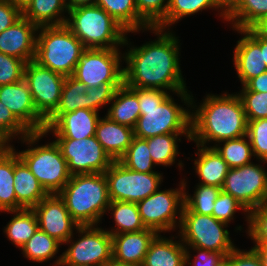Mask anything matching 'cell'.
Wrapping results in <instances>:
<instances>
[{
    "label": "cell",
    "mask_w": 267,
    "mask_h": 266,
    "mask_svg": "<svg viewBox=\"0 0 267 266\" xmlns=\"http://www.w3.org/2000/svg\"><path fill=\"white\" fill-rule=\"evenodd\" d=\"M58 195L80 226L97 225L110 204L104 173L71 175Z\"/></svg>",
    "instance_id": "cell-4"
},
{
    "label": "cell",
    "mask_w": 267,
    "mask_h": 266,
    "mask_svg": "<svg viewBox=\"0 0 267 266\" xmlns=\"http://www.w3.org/2000/svg\"><path fill=\"white\" fill-rule=\"evenodd\" d=\"M65 78L35 60L26 63L24 80L28 83L37 112L45 120L58 107Z\"/></svg>",
    "instance_id": "cell-15"
},
{
    "label": "cell",
    "mask_w": 267,
    "mask_h": 266,
    "mask_svg": "<svg viewBox=\"0 0 267 266\" xmlns=\"http://www.w3.org/2000/svg\"><path fill=\"white\" fill-rule=\"evenodd\" d=\"M121 55L119 49L86 48L72 76L87 87H97L106 82H124Z\"/></svg>",
    "instance_id": "cell-12"
},
{
    "label": "cell",
    "mask_w": 267,
    "mask_h": 266,
    "mask_svg": "<svg viewBox=\"0 0 267 266\" xmlns=\"http://www.w3.org/2000/svg\"><path fill=\"white\" fill-rule=\"evenodd\" d=\"M223 266H263L261 257L252 247L249 251L235 248L224 260Z\"/></svg>",
    "instance_id": "cell-49"
},
{
    "label": "cell",
    "mask_w": 267,
    "mask_h": 266,
    "mask_svg": "<svg viewBox=\"0 0 267 266\" xmlns=\"http://www.w3.org/2000/svg\"><path fill=\"white\" fill-rule=\"evenodd\" d=\"M244 35L237 41L234 49V66L238 78L244 86L250 79H253L267 70L264 62L263 51L260 48V35L253 29H235Z\"/></svg>",
    "instance_id": "cell-19"
},
{
    "label": "cell",
    "mask_w": 267,
    "mask_h": 266,
    "mask_svg": "<svg viewBox=\"0 0 267 266\" xmlns=\"http://www.w3.org/2000/svg\"><path fill=\"white\" fill-rule=\"evenodd\" d=\"M0 101L31 133L45 131V119L37 112L28 83L24 79L1 85Z\"/></svg>",
    "instance_id": "cell-17"
},
{
    "label": "cell",
    "mask_w": 267,
    "mask_h": 266,
    "mask_svg": "<svg viewBox=\"0 0 267 266\" xmlns=\"http://www.w3.org/2000/svg\"><path fill=\"white\" fill-rule=\"evenodd\" d=\"M246 138L247 135L235 139L223 140L218 142V144L223 142V147L218 144L213 146L229 168H238L251 163V158L254 155L250 141Z\"/></svg>",
    "instance_id": "cell-34"
},
{
    "label": "cell",
    "mask_w": 267,
    "mask_h": 266,
    "mask_svg": "<svg viewBox=\"0 0 267 266\" xmlns=\"http://www.w3.org/2000/svg\"><path fill=\"white\" fill-rule=\"evenodd\" d=\"M6 212L16 214L13 215L14 217L11 218L7 226L4 228V233L15 246L21 249L39 228L37 216L32 209L26 208Z\"/></svg>",
    "instance_id": "cell-30"
},
{
    "label": "cell",
    "mask_w": 267,
    "mask_h": 266,
    "mask_svg": "<svg viewBox=\"0 0 267 266\" xmlns=\"http://www.w3.org/2000/svg\"><path fill=\"white\" fill-rule=\"evenodd\" d=\"M253 248L261 257L263 266H267V246H254Z\"/></svg>",
    "instance_id": "cell-56"
},
{
    "label": "cell",
    "mask_w": 267,
    "mask_h": 266,
    "mask_svg": "<svg viewBox=\"0 0 267 266\" xmlns=\"http://www.w3.org/2000/svg\"><path fill=\"white\" fill-rule=\"evenodd\" d=\"M241 91L267 92V70L259 76L250 79Z\"/></svg>",
    "instance_id": "cell-51"
},
{
    "label": "cell",
    "mask_w": 267,
    "mask_h": 266,
    "mask_svg": "<svg viewBox=\"0 0 267 266\" xmlns=\"http://www.w3.org/2000/svg\"><path fill=\"white\" fill-rule=\"evenodd\" d=\"M140 116L134 136L146 139L169 133H191L190 110L176 104L162 89L138 88Z\"/></svg>",
    "instance_id": "cell-3"
},
{
    "label": "cell",
    "mask_w": 267,
    "mask_h": 266,
    "mask_svg": "<svg viewBox=\"0 0 267 266\" xmlns=\"http://www.w3.org/2000/svg\"><path fill=\"white\" fill-rule=\"evenodd\" d=\"M259 35L267 39V15L252 27Z\"/></svg>",
    "instance_id": "cell-54"
},
{
    "label": "cell",
    "mask_w": 267,
    "mask_h": 266,
    "mask_svg": "<svg viewBox=\"0 0 267 266\" xmlns=\"http://www.w3.org/2000/svg\"><path fill=\"white\" fill-rule=\"evenodd\" d=\"M248 235L254 246H267V202L249 211Z\"/></svg>",
    "instance_id": "cell-44"
},
{
    "label": "cell",
    "mask_w": 267,
    "mask_h": 266,
    "mask_svg": "<svg viewBox=\"0 0 267 266\" xmlns=\"http://www.w3.org/2000/svg\"><path fill=\"white\" fill-rule=\"evenodd\" d=\"M208 8L219 9L215 0H169L166 16L157 28L166 30L167 27L177 23L179 19Z\"/></svg>",
    "instance_id": "cell-37"
},
{
    "label": "cell",
    "mask_w": 267,
    "mask_h": 266,
    "mask_svg": "<svg viewBox=\"0 0 267 266\" xmlns=\"http://www.w3.org/2000/svg\"><path fill=\"white\" fill-rule=\"evenodd\" d=\"M182 135L191 141V133H169L146 138L155 165L171 166L175 163L179 154L177 142L181 141L178 136Z\"/></svg>",
    "instance_id": "cell-31"
},
{
    "label": "cell",
    "mask_w": 267,
    "mask_h": 266,
    "mask_svg": "<svg viewBox=\"0 0 267 266\" xmlns=\"http://www.w3.org/2000/svg\"><path fill=\"white\" fill-rule=\"evenodd\" d=\"M220 8V17L227 19V15L240 3L241 0H215Z\"/></svg>",
    "instance_id": "cell-52"
},
{
    "label": "cell",
    "mask_w": 267,
    "mask_h": 266,
    "mask_svg": "<svg viewBox=\"0 0 267 266\" xmlns=\"http://www.w3.org/2000/svg\"><path fill=\"white\" fill-rule=\"evenodd\" d=\"M95 137L113 160H119L134 137L133 128L112 121L108 116L99 118Z\"/></svg>",
    "instance_id": "cell-23"
},
{
    "label": "cell",
    "mask_w": 267,
    "mask_h": 266,
    "mask_svg": "<svg viewBox=\"0 0 267 266\" xmlns=\"http://www.w3.org/2000/svg\"><path fill=\"white\" fill-rule=\"evenodd\" d=\"M246 135L253 155L262 163H267V118L248 121Z\"/></svg>",
    "instance_id": "cell-41"
},
{
    "label": "cell",
    "mask_w": 267,
    "mask_h": 266,
    "mask_svg": "<svg viewBox=\"0 0 267 266\" xmlns=\"http://www.w3.org/2000/svg\"><path fill=\"white\" fill-rule=\"evenodd\" d=\"M71 175L104 173L114 160L95 136L83 139L56 138Z\"/></svg>",
    "instance_id": "cell-14"
},
{
    "label": "cell",
    "mask_w": 267,
    "mask_h": 266,
    "mask_svg": "<svg viewBox=\"0 0 267 266\" xmlns=\"http://www.w3.org/2000/svg\"><path fill=\"white\" fill-rule=\"evenodd\" d=\"M103 266H142V265H133V264L119 263V262L111 259L110 261H108Z\"/></svg>",
    "instance_id": "cell-59"
},
{
    "label": "cell",
    "mask_w": 267,
    "mask_h": 266,
    "mask_svg": "<svg viewBox=\"0 0 267 266\" xmlns=\"http://www.w3.org/2000/svg\"><path fill=\"white\" fill-rule=\"evenodd\" d=\"M87 86L72 75L66 76L58 107L52 114H64L77 109H88Z\"/></svg>",
    "instance_id": "cell-33"
},
{
    "label": "cell",
    "mask_w": 267,
    "mask_h": 266,
    "mask_svg": "<svg viewBox=\"0 0 267 266\" xmlns=\"http://www.w3.org/2000/svg\"><path fill=\"white\" fill-rule=\"evenodd\" d=\"M104 174L110 201L138 203L156 192L163 181V175L158 172H136L119 160H114Z\"/></svg>",
    "instance_id": "cell-10"
},
{
    "label": "cell",
    "mask_w": 267,
    "mask_h": 266,
    "mask_svg": "<svg viewBox=\"0 0 267 266\" xmlns=\"http://www.w3.org/2000/svg\"><path fill=\"white\" fill-rule=\"evenodd\" d=\"M62 245L55 238L49 236L41 229H37L35 234L21 247L23 255L34 262H45L51 260Z\"/></svg>",
    "instance_id": "cell-35"
},
{
    "label": "cell",
    "mask_w": 267,
    "mask_h": 266,
    "mask_svg": "<svg viewBox=\"0 0 267 266\" xmlns=\"http://www.w3.org/2000/svg\"><path fill=\"white\" fill-rule=\"evenodd\" d=\"M228 224L210 215L193 213L185 205L182 209L179 236L185 247H198L227 256L236 247L230 239Z\"/></svg>",
    "instance_id": "cell-7"
},
{
    "label": "cell",
    "mask_w": 267,
    "mask_h": 266,
    "mask_svg": "<svg viewBox=\"0 0 267 266\" xmlns=\"http://www.w3.org/2000/svg\"><path fill=\"white\" fill-rule=\"evenodd\" d=\"M195 250L198 254L191 262V252L189 249ZM225 255L223 253L213 252L198 247H186L185 266H223Z\"/></svg>",
    "instance_id": "cell-48"
},
{
    "label": "cell",
    "mask_w": 267,
    "mask_h": 266,
    "mask_svg": "<svg viewBox=\"0 0 267 266\" xmlns=\"http://www.w3.org/2000/svg\"><path fill=\"white\" fill-rule=\"evenodd\" d=\"M17 152L48 194H58L69 181L68 164L55 141Z\"/></svg>",
    "instance_id": "cell-9"
},
{
    "label": "cell",
    "mask_w": 267,
    "mask_h": 266,
    "mask_svg": "<svg viewBox=\"0 0 267 266\" xmlns=\"http://www.w3.org/2000/svg\"><path fill=\"white\" fill-rule=\"evenodd\" d=\"M25 66L24 60L0 53V86L23 80Z\"/></svg>",
    "instance_id": "cell-46"
},
{
    "label": "cell",
    "mask_w": 267,
    "mask_h": 266,
    "mask_svg": "<svg viewBox=\"0 0 267 266\" xmlns=\"http://www.w3.org/2000/svg\"><path fill=\"white\" fill-rule=\"evenodd\" d=\"M96 227V228H95ZM81 238L65 242L69 248L55 261L56 266H103L112 259V235L97 225L79 226Z\"/></svg>",
    "instance_id": "cell-8"
},
{
    "label": "cell",
    "mask_w": 267,
    "mask_h": 266,
    "mask_svg": "<svg viewBox=\"0 0 267 266\" xmlns=\"http://www.w3.org/2000/svg\"><path fill=\"white\" fill-rule=\"evenodd\" d=\"M66 11H69L66 0H32L22 15L39 28L64 25L67 17L63 15Z\"/></svg>",
    "instance_id": "cell-27"
},
{
    "label": "cell",
    "mask_w": 267,
    "mask_h": 266,
    "mask_svg": "<svg viewBox=\"0 0 267 266\" xmlns=\"http://www.w3.org/2000/svg\"><path fill=\"white\" fill-rule=\"evenodd\" d=\"M192 105L191 140L206 146L215 141L235 139L247 134V119L238 94H208L199 107ZM197 108H196V107Z\"/></svg>",
    "instance_id": "cell-2"
},
{
    "label": "cell",
    "mask_w": 267,
    "mask_h": 266,
    "mask_svg": "<svg viewBox=\"0 0 267 266\" xmlns=\"http://www.w3.org/2000/svg\"><path fill=\"white\" fill-rule=\"evenodd\" d=\"M161 236L158 234L150 243L142 266H185L186 247L183 242Z\"/></svg>",
    "instance_id": "cell-25"
},
{
    "label": "cell",
    "mask_w": 267,
    "mask_h": 266,
    "mask_svg": "<svg viewBox=\"0 0 267 266\" xmlns=\"http://www.w3.org/2000/svg\"><path fill=\"white\" fill-rule=\"evenodd\" d=\"M14 6H16L21 12H23L26 7L32 2V0H8Z\"/></svg>",
    "instance_id": "cell-57"
},
{
    "label": "cell",
    "mask_w": 267,
    "mask_h": 266,
    "mask_svg": "<svg viewBox=\"0 0 267 266\" xmlns=\"http://www.w3.org/2000/svg\"><path fill=\"white\" fill-rule=\"evenodd\" d=\"M221 188L213 185H197L194 196L184 192V205L193 213L212 216L214 203Z\"/></svg>",
    "instance_id": "cell-39"
},
{
    "label": "cell",
    "mask_w": 267,
    "mask_h": 266,
    "mask_svg": "<svg viewBox=\"0 0 267 266\" xmlns=\"http://www.w3.org/2000/svg\"><path fill=\"white\" fill-rule=\"evenodd\" d=\"M68 15L65 25L85 48L119 49L129 45L128 31L96 4L73 8Z\"/></svg>",
    "instance_id": "cell-5"
},
{
    "label": "cell",
    "mask_w": 267,
    "mask_h": 266,
    "mask_svg": "<svg viewBox=\"0 0 267 266\" xmlns=\"http://www.w3.org/2000/svg\"><path fill=\"white\" fill-rule=\"evenodd\" d=\"M247 121L267 118V92L240 91Z\"/></svg>",
    "instance_id": "cell-42"
},
{
    "label": "cell",
    "mask_w": 267,
    "mask_h": 266,
    "mask_svg": "<svg viewBox=\"0 0 267 266\" xmlns=\"http://www.w3.org/2000/svg\"><path fill=\"white\" fill-rule=\"evenodd\" d=\"M108 211H111L117 226L107 231L110 235L137 232L146 229L139 214L137 203L110 201L107 208Z\"/></svg>",
    "instance_id": "cell-29"
},
{
    "label": "cell",
    "mask_w": 267,
    "mask_h": 266,
    "mask_svg": "<svg viewBox=\"0 0 267 266\" xmlns=\"http://www.w3.org/2000/svg\"><path fill=\"white\" fill-rule=\"evenodd\" d=\"M266 15L267 0H241L227 15L226 21H232L233 29L244 30L252 28Z\"/></svg>",
    "instance_id": "cell-32"
},
{
    "label": "cell",
    "mask_w": 267,
    "mask_h": 266,
    "mask_svg": "<svg viewBox=\"0 0 267 266\" xmlns=\"http://www.w3.org/2000/svg\"><path fill=\"white\" fill-rule=\"evenodd\" d=\"M0 129L4 131L11 139L21 134V141L23 140V143L25 142L30 146L38 142L40 138L42 139L44 135L46 136L44 131L31 133L1 101Z\"/></svg>",
    "instance_id": "cell-40"
},
{
    "label": "cell",
    "mask_w": 267,
    "mask_h": 266,
    "mask_svg": "<svg viewBox=\"0 0 267 266\" xmlns=\"http://www.w3.org/2000/svg\"><path fill=\"white\" fill-rule=\"evenodd\" d=\"M123 83L124 82H106L97 87H87L88 109L98 112L101 106L109 104L117 88Z\"/></svg>",
    "instance_id": "cell-47"
},
{
    "label": "cell",
    "mask_w": 267,
    "mask_h": 266,
    "mask_svg": "<svg viewBox=\"0 0 267 266\" xmlns=\"http://www.w3.org/2000/svg\"><path fill=\"white\" fill-rule=\"evenodd\" d=\"M96 0H66L68 10H71L80 6L94 5Z\"/></svg>",
    "instance_id": "cell-55"
},
{
    "label": "cell",
    "mask_w": 267,
    "mask_h": 266,
    "mask_svg": "<svg viewBox=\"0 0 267 266\" xmlns=\"http://www.w3.org/2000/svg\"><path fill=\"white\" fill-rule=\"evenodd\" d=\"M179 186L180 188H176V190L161 191L158 189L152 195L137 203L139 214L146 228L153 229L160 234L175 229L176 225L180 226L184 206V192L187 186L185 180H182ZM177 219L179 222H177Z\"/></svg>",
    "instance_id": "cell-11"
},
{
    "label": "cell",
    "mask_w": 267,
    "mask_h": 266,
    "mask_svg": "<svg viewBox=\"0 0 267 266\" xmlns=\"http://www.w3.org/2000/svg\"><path fill=\"white\" fill-rule=\"evenodd\" d=\"M96 5L119 22L128 33L150 28L139 16L134 0H96Z\"/></svg>",
    "instance_id": "cell-28"
},
{
    "label": "cell",
    "mask_w": 267,
    "mask_h": 266,
    "mask_svg": "<svg viewBox=\"0 0 267 266\" xmlns=\"http://www.w3.org/2000/svg\"><path fill=\"white\" fill-rule=\"evenodd\" d=\"M22 12L8 0H0V33L11 27Z\"/></svg>",
    "instance_id": "cell-50"
},
{
    "label": "cell",
    "mask_w": 267,
    "mask_h": 266,
    "mask_svg": "<svg viewBox=\"0 0 267 266\" xmlns=\"http://www.w3.org/2000/svg\"><path fill=\"white\" fill-rule=\"evenodd\" d=\"M134 1L139 16L150 27H157L164 20L169 6V0H134Z\"/></svg>",
    "instance_id": "cell-43"
},
{
    "label": "cell",
    "mask_w": 267,
    "mask_h": 266,
    "mask_svg": "<svg viewBox=\"0 0 267 266\" xmlns=\"http://www.w3.org/2000/svg\"><path fill=\"white\" fill-rule=\"evenodd\" d=\"M38 33L34 60L64 76L73 75L80 55L86 49L82 42L65 24L39 27Z\"/></svg>",
    "instance_id": "cell-6"
},
{
    "label": "cell",
    "mask_w": 267,
    "mask_h": 266,
    "mask_svg": "<svg viewBox=\"0 0 267 266\" xmlns=\"http://www.w3.org/2000/svg\"><path fill=\"white\" fill-rule=\"evenodd\" d=\"M158 37L155 41L146 42L123 54L127 64L123 67L124 84L130 88H150L171 91L180 97L185 104L192 105V95L186 89L181 73L177 37L170 31L150 27Z\"/></svg>",
    "instance_id": "cell-1"
},
{
    "label": "cell",
    "mask_w": 267,
    "mask_h": 266,
    "mask_svg": "<svg viewBox=\"0 0 267 266\" xmlns=\"http://www.w3.org/2000/svg\"><path fill=\"white\" fill-rule=\"evenodd\" d=\"M119 161L128 169L150 173L155 172L152 170L156 166L149 153V148L146 139L133 137L126 153L119 159Z\"/></svg>",
    "instance_id": "cell-38"
},
{
    "label": "cell",
    "mask_w": 267,
    "mask_h": 266,
    "mask_svg": "<svg viewBox=\"0 0 267 266\" xmlns=\"http://www.w3.org/2000/svg\"><path fill=\"white\" fill-rule=\"evenodd\" d=\"M157 235L149 228L112 235V259L119 263L142 265L150 243Z\"/></svg>",
    "instance_id": "cell-21"
},
{
    "label": "cell",
    "mask_w": 267,
    "mask_h": 266,
    "mask_svg": "<svg viewBox=\"0 0 267 266\" xmlns=\"http://www.w3.org/2000/svg\"><path fill=\"white\" fill-rule=\"evenodd\" d=\"M99 113L90 109H77L64 114H51L45 120V133L56 138L83 139L95 136Z\"/></svg>",
    "instance_id": "cell-18"
},
{
    "label": "cell",
    "mask_w": 267,
    "mask_h": 266,
    "mask_svg": "<svg viewBox=\"0 0 267 266\" xmlns=\"http://www.w3.org/2000/svg\"><path fill=\"white\" fill-rule=\"evenodd\" d=\"M38 27L23 15L0 33V53L11 55L28 63L35 59Z\"/></svg>",
    "instance_id": "cell-20"
},
{
    "label": "cell",
    "mask_w": 267,
    "mask_h": 266,
    "mask_svg": "<svg viewBox=\"0 0 267 266\" xmlns=\"http://www.w3.org/2000/svg\"><path fill=\"white\" fill-rule=\"evenodd\" d=\"M10 140L11 138L0 129V156L7 154L13 149V146L10 145Z\"/></svg>",
    "instance_id": "cell-53"
},
{
    "label": "cell",
    "mask_w": 267,
    "mask_h": 266,
    "mask_svg": "<svg viewBox=\"0 0 267 266\" xmlns=\"http://www.w3.org/2000/svg\"><path fill=\"white\" fill-rule=\"evenodd\" d=\"M196 146L198 152L195 154L198 158L194 159V167L201 180L199 184L222 188L229 170L227 163L213 146L207 147L199 144H196Z\"/></svg>",
    "instance_id": "cell-24"
},
{
    "label": "cell",
    "mask_w": 267,
    "mask_h": 266,
    "mask_svg": "<svg viewBox=\"0 0 267 266\" xmlns=\"http://www.w3.org/2000/svg\"><path fill=\"white\" fill-rule=\"evenodd\" d=\"M221 190L251 211L267 202V172L253 162L229 168Z\"/></svg>",
    "instance_id": "cell-13"
},
{
    "label": "cell",
    "mask_w": 267,
    "mask_h": 266,
    "mask_svg": "<svg viewBox=\"0 0 267 266\" xmlns=\"http://www.w3.org/2000/svg\"><path fill=\"white\" fill-rule=\"evenodd\" d=\"M0 211H16L14 148L0 156Z\"/></svg>",
    "instance_id": "cell-36"
},
{
    "label": "cell",
    "mask_w": 267,
    "mask_h": 266,
    "mask_svg": "<svg viewBox=\"0 0 267 266\" xmlns=\"http://www.w3.org/2000/svg\"><path fill=\"white\" fill-rule=\"evenodd\" d=\"M14 190L16 196V210L32 209L48 193L32 174L27 165L19 158L14 149Z\"/></svg>",
    "instance_id": "cell-22"
},
{
    "label": "cell",
    "mask_w": 267,
    "mask_h": 266,
    "mask_svg": "<svg viewBox=\"0 0 267 266\" xmlns=\"http://www.w3.org/2000/svg\"><path fill=\"white\" fill-rule=\"evenodd\" d=\"M37 216L38 227L49 236L64 244L80 225L70 216L64 200L58 194H48L32 208Z\"/></svg>",
    "instance_id": "cell-16"
},
{
    "label": "cell",
    "mask_w": 267,
    "mask_h": 266,
    "mask_svg": "<svg viewBox=\"0 0 267 266\" xmlns=\"http://www.w3.org/2000/svg\"><path fill=\"white\" fill-rule=\"evenodd\" d=\"M241 209L245 211L247 223H249V211L242 205L238 200H236L231 194L225 193L221 190L219 193L213 208L212 216L217 220L228 224L232 219H234V214L236 210Z\"/></svg>",
    "instance_id": "cell-45"
},
{
    "label": "cell",
    "mask_w": 267,
    "mask_h": 266,
    "mask_svg": "<svg viewBox=\"0 0 267 266\" xmlns=\"http://www.w3.org/2000/svg\"><path fill=\"white\" fill-rule=\"evenodd\" d=\"M108 108V116L112 121L134 128L140 116L138 88H130L124 83L117 88Z\"/></svg>",
    "instance_id": "cell-26"
},
{
    "label": "cell",
    "mask_w": 267,
    "mask_h": 266,
    "mask_svg": "<svg viewBox=\"0 0 267 266\" xmlns=\"http://www.w3.org/2000/svg\"><path fill=\"white\" fill-rule=\"evenodd\" d=\"M260 48L263 51L264 62L267 66V39L260 35Z\"/></svg>",
    "instance_id": "cell-58"
}]
</instances>
